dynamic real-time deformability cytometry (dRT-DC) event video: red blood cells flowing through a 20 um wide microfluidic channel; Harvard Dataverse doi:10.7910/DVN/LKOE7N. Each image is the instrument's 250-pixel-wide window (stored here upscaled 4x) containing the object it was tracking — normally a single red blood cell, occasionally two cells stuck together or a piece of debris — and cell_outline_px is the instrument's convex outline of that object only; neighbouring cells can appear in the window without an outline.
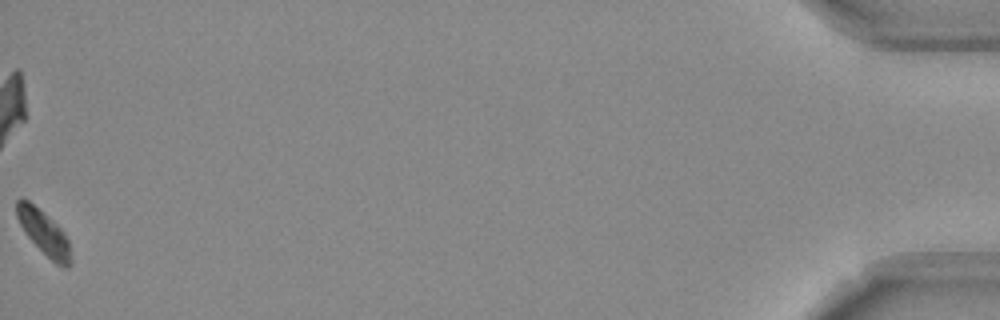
{"species": "Egyptian fruit bat (a non-hibernating species)", "species_latin": "Rousettus aegyptiacus", "temperature_condition": "room temperature", "stored_images_in_passage": 53, "camera_frame_rate_fps": 3000, "um_per_image_px": 0.085, "frame": {"image": 1, "passage_image": 53, "time_ms": 17.333, "image_size_px": [1000, 320], "cell_outline_px": [[72, 264], [68, 268], [64, 268], [56, 264], [28, 236], [20, 224], [16, 216], [16, 200], [28, 200], [56, 224], [64, 232], [68, 240], [72, 260]], "centroid_in_image_um": [3.77, 19.81], "position_along_channel_um": 431.4, "area_um2": 13.58}, "authors_computed_cell_mechanics": {"area_um2": 15.0858, "velocity_mm_per_s": 3.7064, "shape_relaxation_time_tau1_ms": 2.8622, "shape_relaxation_time_tau2_ms": null, "deformation_change_tau1": 0.1214, "deformation_change_tau2": null}}